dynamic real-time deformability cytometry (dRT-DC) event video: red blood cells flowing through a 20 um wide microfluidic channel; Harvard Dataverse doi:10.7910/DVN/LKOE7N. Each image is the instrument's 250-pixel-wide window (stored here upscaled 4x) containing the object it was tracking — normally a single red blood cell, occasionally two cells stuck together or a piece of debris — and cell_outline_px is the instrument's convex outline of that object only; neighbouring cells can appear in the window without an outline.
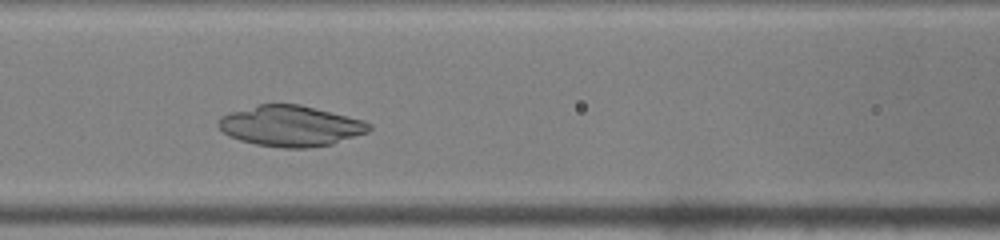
{"species": "common noctule bat (a hibernating species)", "species_latin": "Nyctalus noctula", "temperature_condition": "warm", "stored_images_in_passage": 34, "camera_frame_rate_fps": 3000, "um_per_image_px": 0.085, "animal": {"sex": "male", "body_mass_g": 19.0, "forearm_length_mm": 50.8}, "frame": {"image": 1, "passage_image": 13, "time_ms": 4.0, "image_size_px": [1000, 240], "cell_outline_px": [[372, 128], [368, 132], [332, 144], [308, 148], [284, 148], [256, 144], [240, 140], [228, 136], [216, 124], [220, 116], [228, 112], [260, 104], [300, 104], [364, 120], [372, 124]], "centroid_in_image_um": [24.69, 10.7], "position_along_channel_um": 141.9, "area_um2": 35.89}}
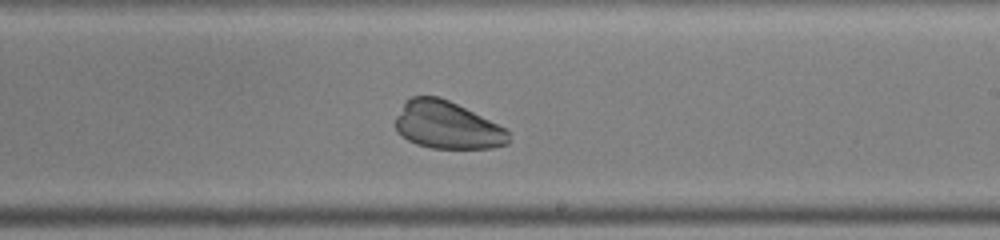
{"frame": {"image": 2, "passage_image": 21, "time_ms": 6.667, "image_size_px": [1000, 240], "cell_outline_px": [[508, 144], [492, 148], [432, 148], [416, 144], [400, 136], [396, 132], [396, 116], [404, 100], [412, 96], [440, 96], [504, 128], [508, 132]], "centroid_in_image_um": [37.93, 10.64], "position_along_channel_um": 251.1, "area_um2": 31.1}}
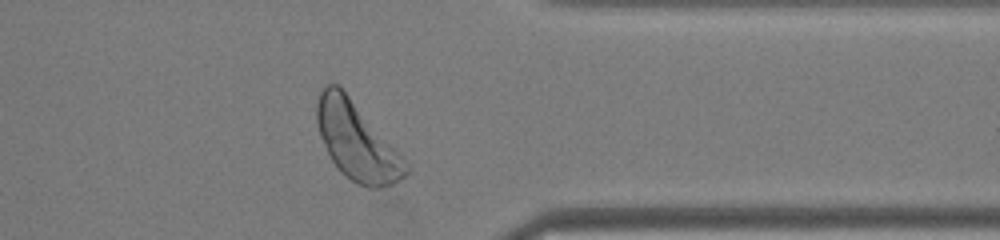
{"frame": {"image": 3, "passage_image": 31, "time_ms": 10.0, "image_size_px": [1000, 240], "cell_outline_px": [[408, 176], [392, 184], [380, 188], [368, 188], [356, 184], [340, 172], [332, 160], [320, 136], [316, 120], [316, 104], [320, 92], [324, 84], [336, 84], [348, 96], [404, 156], [408, 164]], "centroid_in_image_um": [30.34, 12.05], "position_along_channel_um": 381.1, "area_um2": 40.0}}